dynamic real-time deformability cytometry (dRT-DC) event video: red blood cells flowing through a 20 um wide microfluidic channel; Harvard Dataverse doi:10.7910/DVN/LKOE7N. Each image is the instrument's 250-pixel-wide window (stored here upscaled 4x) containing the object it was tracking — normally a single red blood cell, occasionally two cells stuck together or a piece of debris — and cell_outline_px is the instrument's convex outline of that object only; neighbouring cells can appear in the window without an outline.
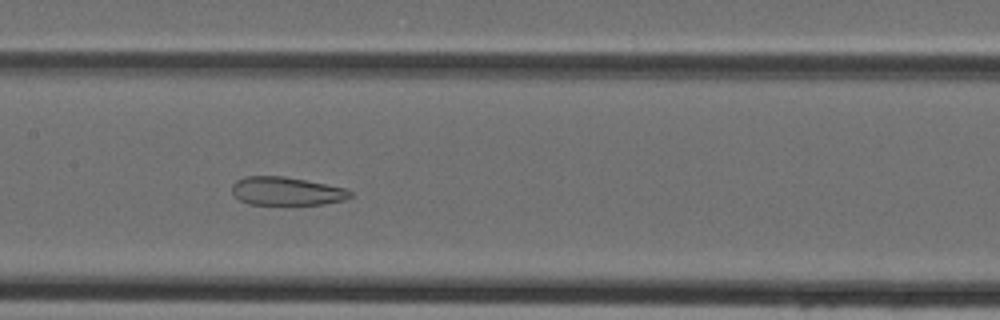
{"species": "Egyptian fruit bat (a non-hibernating species)", "species_latin": "Rousettus aegyptiacus", "temperature_condition": "cold", "stored_images_in_passage": 46, "camera_frame_rate_fps": 3000, "um_per_image_px": 0.085, "animal": {"sex": "female"}, "frame": {"image": 1, "passage_image": 23, "time_ms": 7.333, "image_size_px": [1000, 320], "cell_outline_px": [[352, 196], [344, 200], [324, 204], [248, 204], [240, 200], [232, 192], [232, 184], [236, 180], [244, 176], [284, 176], [344, 188], [352, 192]], "centroid_in_image_um": [24.32, 16.24], "position_along_channel_um": 183.1, "area_um2": 19.36}}
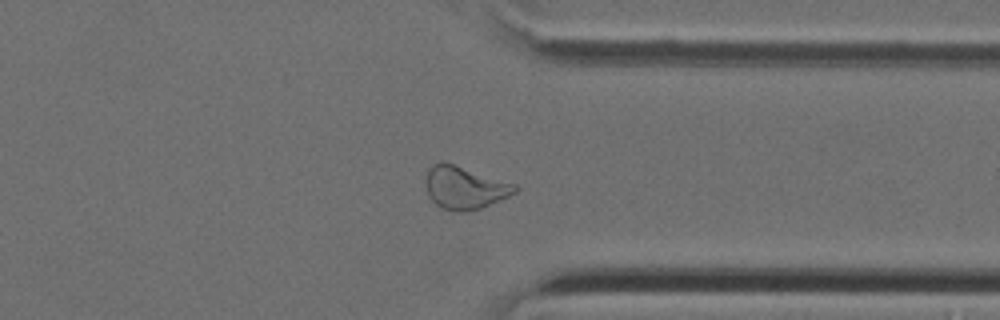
{"frame": {"image": 2, "passage_image": 36, "time_ms": 11.667, "image_size_px": [1000, 320], "cell_outline_px": [[520, 188], [516, 192], [508, 196], [480, 208], [460, 212], [444, 208], [436, 204], [428, 196], [428, 168], [432, 164], [440, 160], [516, 184]], "centroid_in_image_um": [39.52, 15.94], "position_along_channel_um": 371.9, "area_um2": 21.68}}
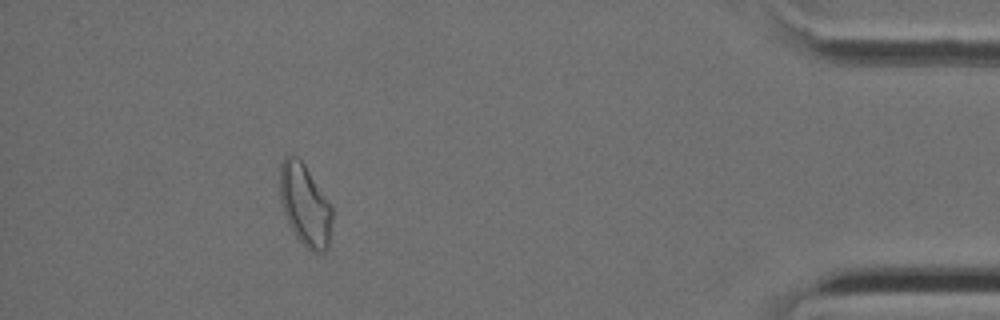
{"frame": {"image": 3, "passage_image": 42, "time_ms": 13.667, "image_size_px": [1000, 320], "cell_outline_px": [[332, 220], [328, 248], [324, 252], [312, 252], [296, 236], [284, 212], [280, 200], [280, 164], [284, 156], [296, 156], [304, 164], [332, 208]], "centroid_in_image_um": [25.92, 17.43], "position_along_channel_um": 409.3, "area_um2": 24.39}}